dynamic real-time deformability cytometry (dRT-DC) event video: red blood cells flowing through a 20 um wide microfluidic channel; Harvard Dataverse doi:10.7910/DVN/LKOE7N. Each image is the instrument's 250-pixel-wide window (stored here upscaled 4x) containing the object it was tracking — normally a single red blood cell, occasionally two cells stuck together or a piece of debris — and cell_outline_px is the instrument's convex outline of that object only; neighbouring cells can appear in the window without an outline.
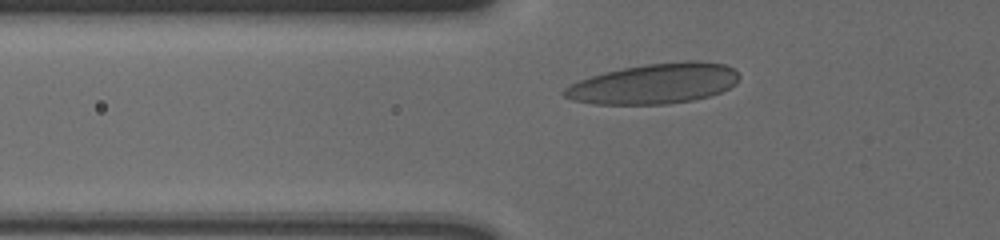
{"species": "human", "species_latin": "Homo sapiens", "temperature_condition": "cold", "stored_images_in_passage": 32, "camera_frame_rate_fps": 3000, "um_per_image_px": 0.085, "donor": {"sex": "male"}, "frame": {"image": 1, "passage_image": 2, "time_ms": 0.333, "image_size_px": [1000, 240], "cell_outline_px": [[740, 76], [736, 84], [720, 92], [708, 96], [692, 100], [664, 104], [592, 104], [572, 100], [564, 96], [560, 92], [564, 88], [580, 80], [604, 72], [624, 68], [648, 64], [684, 60], [700, 60], [724, 64], [732, 68]], "centroid_in_image_um": [55.61, 7.11], "position_along_channel_um": 70.2, "area_um2": 40.98}}
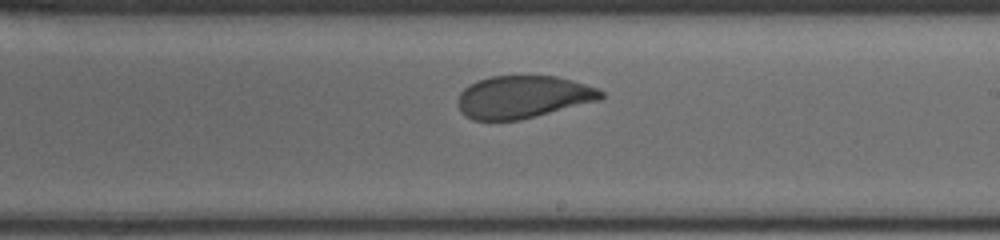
{"frame": {"image": 2, "passage_image": 17, "time_ms": 5.333, "image_size_px": [1000, 240], "cell_outline_px": [[604, 96], [600, 100], [520, 120], [472, 120], [460, 112], [456, 100], [460, 92], [468, 84], [476, 80], [492, 76], [556, 76], [572, 80], [600, 88], [604, 92]], "centroid_in_image_um": [44.44, 8.24], "position_along_channel_um": 244.6, "area_um2": 35.78}}
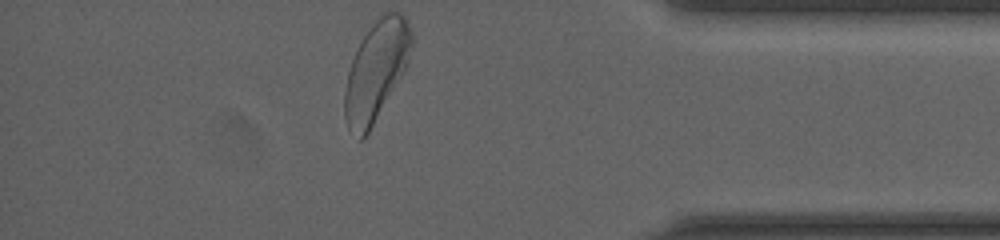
{"frame": {"image": 3, "passage_image": 32, "time_ms": 10.333, "image_size_px": [1000, 240], "cell_outline_px": [[412, 40], [408, 64], [364, 140], [360, 140], [348, 128], [344, 116], [344, 92], [348, 72], [352, 60], [364, 36], [376, 20], [384, 12], [400, 12], [404, 16], [412, 32]], "centroid_in_image_um": [31.97, 6.05], "position_along_channel_um": 403.2, "area_um2": 38.15}, "authors_computed_cell_mechanics": {"area_um2": 36.6741, "velocity_mm_per_s": 3.6024, "shape_relaxation_time_tau1_ms": 5.8888, "shape_relaxation_time_tau2_ms": 1.0326, "deformation_change_tau1": 0.158, "deformation_change_tau2": 0.0685}}